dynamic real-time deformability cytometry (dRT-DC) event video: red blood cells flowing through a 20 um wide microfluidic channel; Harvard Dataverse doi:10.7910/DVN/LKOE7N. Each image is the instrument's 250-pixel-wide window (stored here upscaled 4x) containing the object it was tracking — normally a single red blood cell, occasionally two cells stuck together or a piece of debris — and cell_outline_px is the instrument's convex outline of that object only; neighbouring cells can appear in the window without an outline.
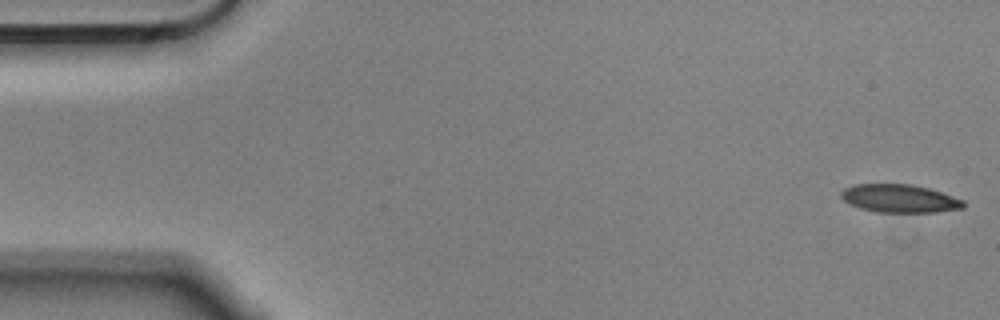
{"species": "Egyptian fruit bat (a non-hibernating species)", "species_latin": "Rousettus aegyptiacus", "temperature_condition": "cold", "stored_images_in_passage": 13, "camera_frame_rate_fps": 3000, "um_per_image_px": 0.085, "animal": {"sex": "male"}, "frame": {"image": 1, "passage_image": 1, "time_ms": 0.0, "image_size_px": [1000, 320], "cell_outline_px": [[964, 208], [936, 212], [876, 212], [860, 208], [844, 200], [840, 196], [840, 192], [844, 188], [852, 184], [912, 184], [928, 188], [964, 200]], "centroid_in_image_um": [76.45, 16.87], "position_along_channel_um": 8.6, "area_um2": 20.0}}